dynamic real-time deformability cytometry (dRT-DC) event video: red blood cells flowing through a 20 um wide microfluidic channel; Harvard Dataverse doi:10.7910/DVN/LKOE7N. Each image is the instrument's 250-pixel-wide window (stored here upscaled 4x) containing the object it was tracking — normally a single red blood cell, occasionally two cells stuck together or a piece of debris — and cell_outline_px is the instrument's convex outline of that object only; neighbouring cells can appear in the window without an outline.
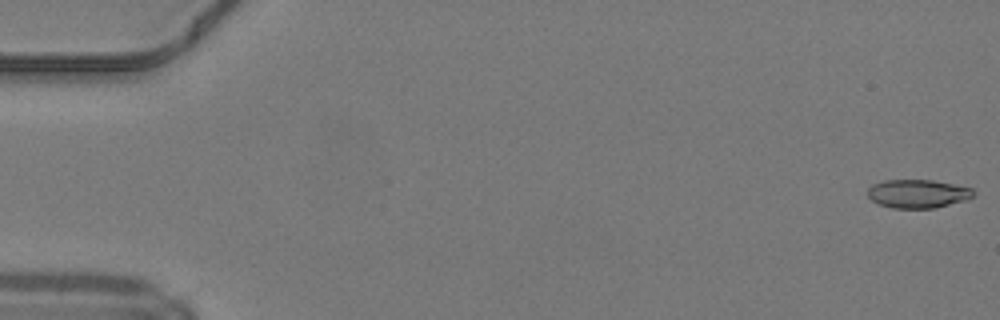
{"species": "common noctule bat (a hibernating species)", "species_latin": "Nyctalus noctula", "temperature_condition": "warm", "stored_images_in_passage": 49, "camera_frame_rate_fps": 3000, "um_per_image_px": 0.085, "animal": {"sex": "male", "body_mass_g": 19.2, "forearm_length_mm": 51.8}, "frame": {"image": 1, "passage_image": 1, "time_ms": 0.0, "image_size_px": [1000, 320], "cell_outline_px": [[976, 192], [972, 196], [964, 200], [936, 208], [892, 208], [880, 204], [872, 200], [868, 196], [868, 188], [872, 184], [884, 180], [932, 180], [972, 188]], "centroid_in_image_um": [78.0, 16.46], "position_along_channel_um": 7.0, "area_um2": 17.46}}
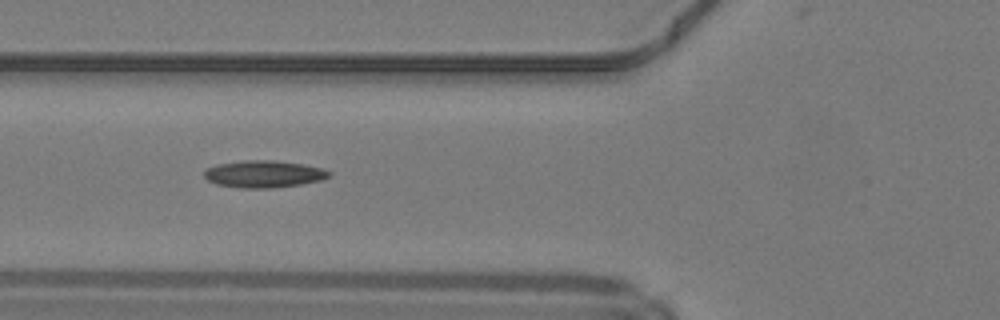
{"frame": {"image": 2, "passage_image": 19, "time_ms": 6.0, "image_size_px": [1000, 320], "cell_outline_px": [[332, 176], [324, 180], [300, 184], [272, 188], [240, 188], [216, 184], [208, 180], [204, 176], [204, 172], [208, 168], [220, 164], [244, 160], [272, 160], [304, 164], [324, 168], [332, 172]], "centroid_in_image_um": [22.5, 14.79], "position_along_channel_um": 103.3, "area_um2": 19.83}}
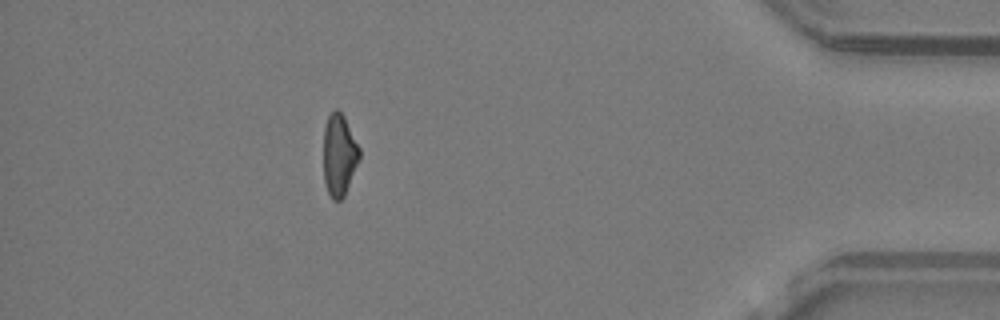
{"frame": {"image": 3, "passage_image": 44, "time_ms": 14.333, "image_size_px": [1000, 320], "cell_outline_px": [[360, 156], [344, 196], [340, 200], [332, 200], [324, 184], [324, 128], [328, 116], [336, 108], [344, 116], [360, 148]], "centroid_in_image_um": [28.82, 13.18], "position_along_channel_um": 406.4, "area_um2": 16.99}, "authors_computed_cell_mechanics": {"area_um2": 18.0914, "velocity_mm_per_s": 4.2236, "shape_relaxation_time_tau1_ms": null, "shape_relaxation_time_tau2_ms": 4.3192, "deformation_change_tau1": null, "deformation_change_tau2": 0.1344}}